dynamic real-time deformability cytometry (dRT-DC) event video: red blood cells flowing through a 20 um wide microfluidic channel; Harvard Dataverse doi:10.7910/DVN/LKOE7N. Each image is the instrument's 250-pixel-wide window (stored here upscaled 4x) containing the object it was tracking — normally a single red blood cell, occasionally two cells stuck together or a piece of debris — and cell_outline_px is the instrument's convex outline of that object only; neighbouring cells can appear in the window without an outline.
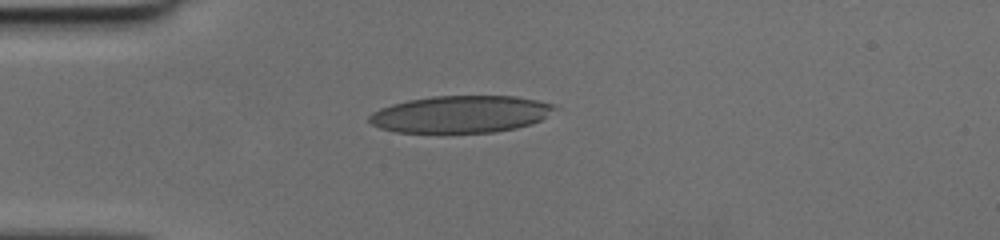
{"species": "human", "species_latin": "Homo sapiens", "temperature_condition": "cold", "stored_images_in_passage": 32, "camera_frame_rate_fps": 3000, "um_per_image_px": 0.085, "donor": {"sex": "female"}, "frame": {"image": 1, "passage_image": 1, "time_ms": 0.0, "image_size_px": [1000, 240], "cell_outline_px": [[556, 108], [540, 120], [532, 124], [516, 128], [492, 132], [396, 132], [380, 128], [372, 124], [368, 120], [368, 116], [372, 112], [380, 108], [392, 104], [408, 100], [432, 96], [516, 96], [556, 104]], "centroid_in_image_um": [39.14, 9.7], "position_along_channel_um": 45.9, "area_um2": 39.94}}
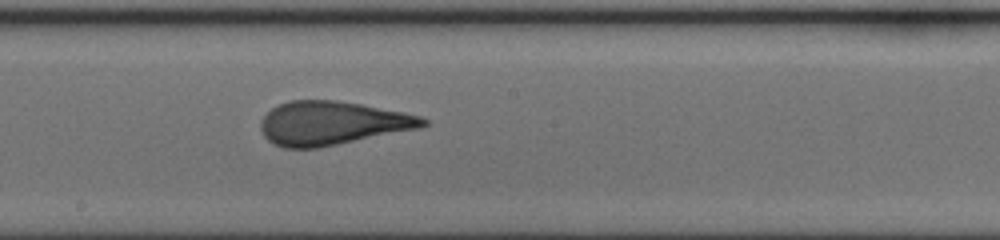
{"frame": {"image": 2, "passage_image": 15, "time_ms": 4.667, "image_size_px": [1000, 240], "cell_outline_px": [[428, 124], [420, 128], [316, 148], [284, 148], [272, 144], [264, 136], [260, 128], [260, 120], [272, 108], [280, 104], [292, 100], [336, 100], [360, 104], [404, 112], [420, 116], [428, 120]], "centroid_in_image_um": [28.21, 10.47], "position_along_channel_um": 220.0, "area_um2": 41.1}}
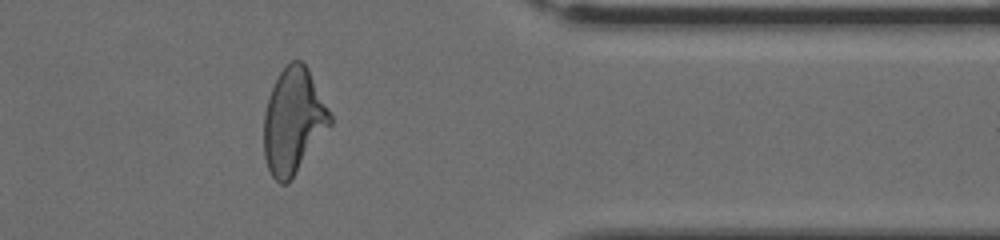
{"frame": {"image": 3, "passage_image": 28, "time_ms": 9.0, "image_size_px": [1000, 240], "cell_outline_px": [[332, 124], [288, 184], [280, 184], [272, 176], [268, 168], [264, 156], [264, 112], [272, 88], [280, 72], [292, 60], [300, 60], [308, 68], [332, 116]], "centroid_in_image_um": [24.94, 10.31], "position_along_channel_um": 386.5, "area_um2": 40.4}}